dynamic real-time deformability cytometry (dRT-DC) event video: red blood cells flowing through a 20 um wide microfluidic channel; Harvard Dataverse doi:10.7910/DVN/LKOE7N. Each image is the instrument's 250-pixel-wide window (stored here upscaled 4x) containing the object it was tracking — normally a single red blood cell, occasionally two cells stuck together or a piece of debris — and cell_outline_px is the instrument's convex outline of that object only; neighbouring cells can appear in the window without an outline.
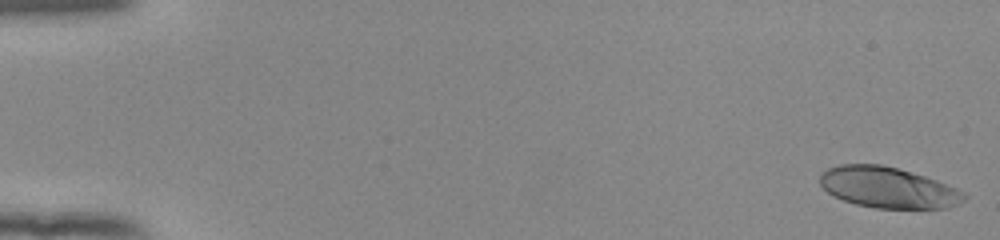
{"species": "human", "species_latin": "Homo sapiens", "temperature_condition": "room temperature", "stored_images_in_passage": 53, "camera_frame_rate_fps": 3000, "um_per_image_px": 0.085, "donor": {"sex": "female"}, "frame": {"image": 1, "passage_image": 1, "time_ms": 0.0, "image_size_px": [1000, 240], "cell_outline_px": [[968, 196], [964, 200], [948, 208], [876, 208], [856, 204], [844, 200], [828, 192], [820, 184], [820, 172], [828, 168], [840, 164], [880, 164], [896, 168], [924, 176], [936, 180], [956, 188], [964, 192]], "centroid_in_image_um": [75.47, 15.94], "position_along_channel_um": 9.5, "area_um2": 34.1}}
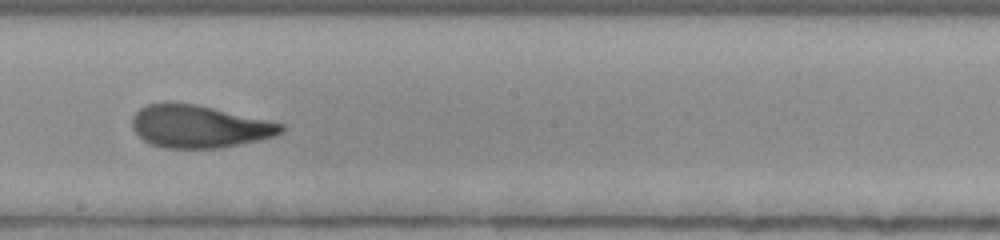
{"frame": {"image": 2, "passage_image": 31, "time_ms": 10.0, "image_size_px": [1000, 240], "cell_outline_px": [[288, 128], [284, 132], [276, 136], [220, 148], [164, 148], [148, 144], [132, 128], [132, 116], [140, 108], [148, 104], [164, 100], [168, 100], [196, 104], [268, 120], [284, 124]], "centroid_in_image_um": [16.91, 10.73], "position_along_channel_um": 231.3, "area_um2": 37.51}}
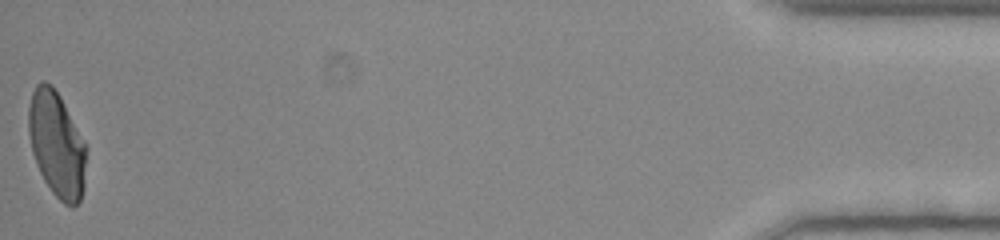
{"frame": {"image": 3, "passage_image": 53, "time_ms": 17.333, "image_size_px": [1000, 240], "cell_outline_px": [[88, 148], [84, 188], [80, 200], [72, 208], [64, 204], [52, 192], [44, 180], [36, 164], [32, 152], [28, 132], [28, 108], [32, 92], [36, 84], [40, 80], [44, 80], [52, 84], [60, 96]], "centroid_in_image_um": [4.83, 12.27], "position_along_channel_um": 430.4, "area_um2": 35.95}, "authors_computed_cell_mechanics": {"area_um2": 36.5874, "velocity_mm_per_s": 3.9205, "shape_relaxation_time_tau1_ms": 4.3143, "shape_relaxation_time_tau2_ms": 1.1887, "deformation_change_tau1": 0.1819, "deformation_change_tau2": 0.0826}}